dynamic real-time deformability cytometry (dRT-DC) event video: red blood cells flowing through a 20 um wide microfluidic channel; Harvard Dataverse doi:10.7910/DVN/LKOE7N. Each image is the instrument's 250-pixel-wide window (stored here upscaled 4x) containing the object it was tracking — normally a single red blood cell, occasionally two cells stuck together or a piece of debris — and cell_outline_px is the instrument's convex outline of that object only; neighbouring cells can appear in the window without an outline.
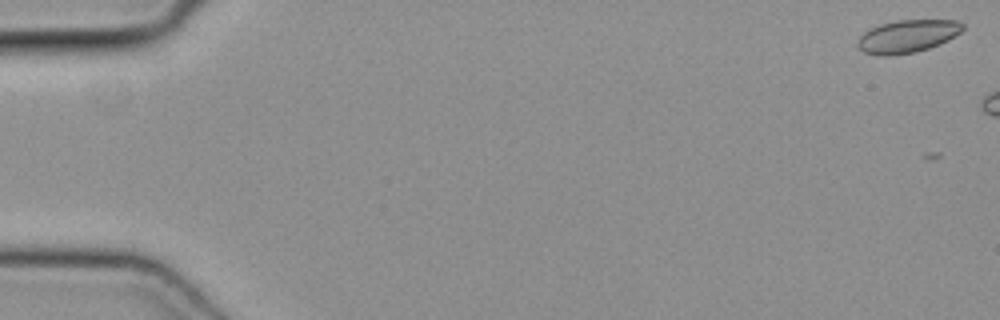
{"species": "common noctule bat (a hibernating species)", "species_latin": "Nyctalus noctula", "temperature_condition": "cold", "stored_images_in_passage": 4, "camera_frame_rate_fps": 3000, "um_per_image_px": 0.085, "animal": {"sex": "female", "body_mass_g": 19.3, "forearm_length_mm": 54.1}, "frame": {"image": 1, "passage_image": 1, "time_ms": 0.0, "image_size_px": [1000, 320], "cell_outline_px": [[964, 28], [960, 32], [948, 40], [940, 44], [916, 52], [888, 56], [880, 56], [864, 52], [856, 44], [860, 36], [864, 32], [880, 24], [896, 20], [956, 20], [964, 24]], "centroid_in_image_um": [77.13, 3.08], "position_along_channel_um": 7.9, "area_um2": 20.06}}